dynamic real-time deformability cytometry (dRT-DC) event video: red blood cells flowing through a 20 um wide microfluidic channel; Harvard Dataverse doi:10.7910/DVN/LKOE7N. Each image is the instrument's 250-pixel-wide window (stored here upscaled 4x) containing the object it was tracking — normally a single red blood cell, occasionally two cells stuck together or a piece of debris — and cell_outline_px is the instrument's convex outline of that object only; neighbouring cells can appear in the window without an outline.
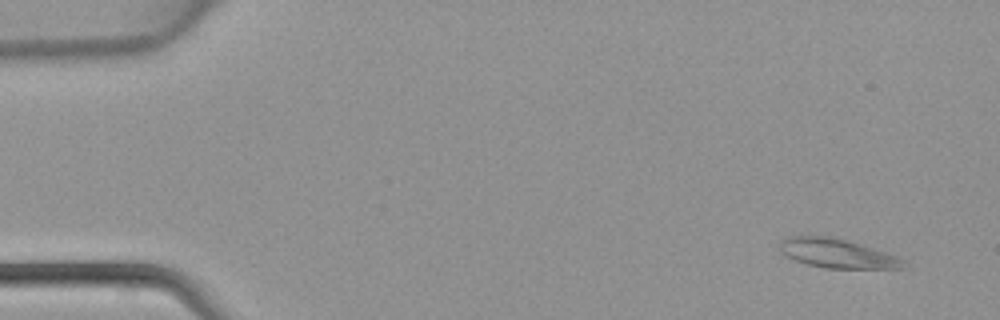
{"species": "common noctule bat (a hibernating species)", "species_latin": "Nyctalus noctula", "temperature_condition": "warm", "stored_images_in_passage": 45, "camera_frame_rate_fps": 3000, "um_per_image_px": 0.085, "animal": {"sex": "female", "body_mass_g": 22.7, "forearm_length_mm": 54.2}, "frame": {"image": 1, "passage_image": 3, "time_ms": 0.667, "image_size_px": [1000, 320], "cell_outline_px": [[904, 268], [824, 268], [808, 264], [784, 256], [780, 252], [780, 244], [788, 236], [836, 236], [896, 256], [904, 260]], "centroid_in_image_um": [71.12, 21.53], "position_along_channel_um": 13.9, "area_um2": 20.81}}
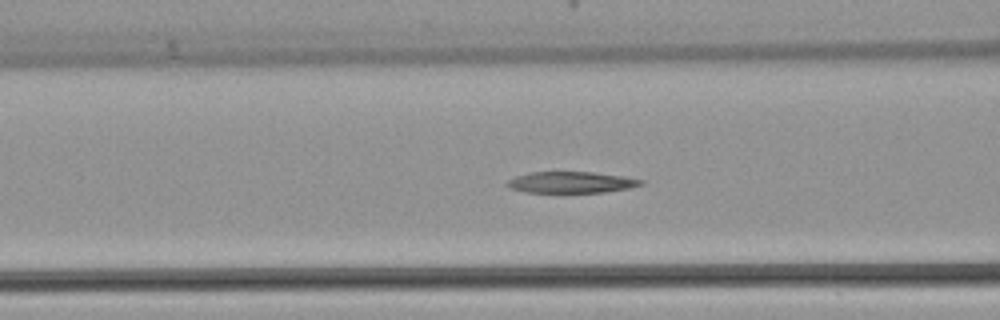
{"frame": {"image": 2, "passage_image": 18, "time_ms": 5.667, "image_size_px": [1000, 320], "cell_outline_px": [[644, 184], [628, 188], [604, 192], [528, 192], [508, 188], [504, 184], [508, 180], [516, 176], [532, 172], [592, 172], [620, 176], [644, 180]], "centroid_in_image_um": [48.51, 15.5], "position_along_channel_um": 118.1, "area_um2": 16.42}}
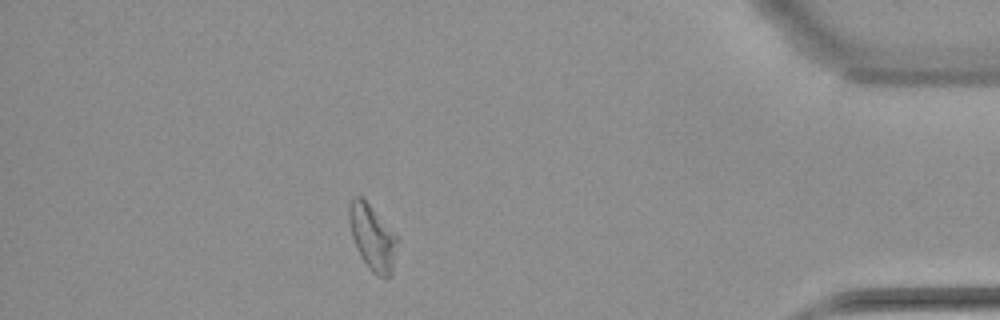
{"frame": {"image": 3, "passage_image": 40, "time_ms": 13.0, "image_size_px": [1000, 320], "cell_outline_px": [[400, 240], [392, 272], [384, 280], [376, 276], [368, 268], [360, 256], [356, 248], [352, 236], [348, 220], [348, 204], [356, 196], [360, 196], [400, 236]], "centroid_in_image_um": [31.7, 20.23], "position_along_channel_um": 403.5, "area_um2": 18.9}}